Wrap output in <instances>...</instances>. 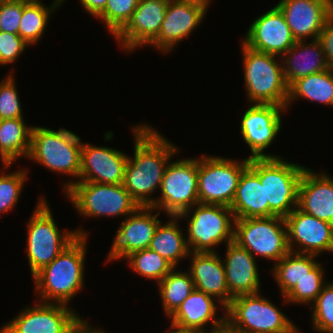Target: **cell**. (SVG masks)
<instances>
[{
	"label": "cell",
	"mask_w": 333,
	"mask_h": 333,
	"mask_svg": "<svg viewBox=\"0 0 333 333\" xmlns=\"http://www.w3.org/2000/svg\"><path fill=\"white\" fill-rule=\"evenodd\" d=\"M132 129L134 156L128 157L123 185L139 206L150 207L156 201L150 196L160 189L170 159L180 150L152 126L137 124Z\"/></svg>",
	"instance_id": "1"
},
{
	"label": "cell",
	"mask_w": 333,
	"mask_h": 333,
	"mask_svg": "<svg viewBox=\"0 0 333 333\" xmlns=\"http://www.w3.org/2000/svg\"><path fill=\"white\" fill-rule=\"evenodd\" d=\"M87 237L78 236L50 264L34 276L41 302L68 305L84 286Z\"/></svg>",
	"instance_id": "2"
},
{
	"label": "cell",
	"mask_w": 333,
	"mask_h": 333,
	"mask_svg": "<svg viewBox=\"0 0 333 333\" xmlns=\"http://www.w3.org/2000/svg\"><path fill=\"white\" fill-rule=\"evenodd\" d=\"M26 251L32 277L50 264L78 236L88 237L81 227L59 231L46 198H39L27 225Z\"/></svg>",
	"instance_id": "3"
},
{
	"label": "cell",
	"mask_w": 333,
	"mask_h": 333,
	"mask_svg": "<svg viewBox=\"0 0 333 333\" xmlns=\"http://www.w3.org/2000/svg\"><path fill=\"white\" fill-rule=\"evenodd\" d=\"M246 94L249 102L286 107L289 86L282 61L276 56L253 50L241 41ZM280 62V63H279Z\"/></svg>",
	"instance_id": "4"
},
{
	"label": "cell",
	"mask_w": 333,
	"mask_h": 333,
	"mask_svg": "<svg viewBox=\"0 0 333 333\" xmlns=\"http://www.w3.org/2000/svg\"><path fill=\"white\" fill-rule=\"evenodd\" d=\"M249 166L264 183L265 205L285 218L297 207L298 186L306 167L279 158H252Z\"/></svg>",
	"instance_id": "5"
},
{
	"label": "cell",
	"mask_w": 333,
	"mask_h": 333,
	"mask_svg": "<svg viewBox=\"0 0 333 333\" xmlns=\"http://www.w3.org/2000/svg\"><path fill=\"white\" fill-rule=\"evenodd\" d=\"M82 145L80 137L65 128L33 126L28 159L79 180Z\"/></svg>",
	"instance_id": "6"
},
{
	"label": "cell",
	"mask_w": 333,
	"mask_h": 333,
	"mask_svg": "<svg viewBox=\"0 0 333 333\" xmlns=\"http://www.w3.org/2000/svg\"><path fill=\"white\" fill-rule=\"evenodd\" d=\"M66 182L63 187L67 198L84 217L128 216L139 207L123 184Z\"/></svg>",
	"instance_id": "7"
},
{
	"label": "cell",
	"mask_w": 333,
	"mask_h": 333,
	"mask_svg": "<svg viewBox=\"0 0 333 333\" xmlns=\"http://www.w3.org/2000/svg\"><path fill=\"white\" fill-rule=\"evenodd\" d=\"M225 314L226 324L239 333H300L298 327L260 292L233 298Z\"/></svg>",
	"instance_id": "8"
},
{
	"label": "cell",
	"mask_w": 333,
	"mask_h": 333,
	"mask_svg": "<svg viewBox=\"0 0 333 333\" xmlns=\"http://www.w3.org/2000/svg\"><path fill=\"white\" fill-rule=\"evenodd\" d=\"M178 217H188L186 242L190 252H215V246L234 241L235 218L229 206L197 203Z\"/></svg>",
	"instance_id": "9"
},
{
	"label": "cell",
	"mask_w": 333,
	"mask_h": 333,
	"mask_svg": "<svg viewBox=\"0 0 333 333\" xmlns=\"http://www.w3.org/2000/svg\"><path fill=\"white\" fill-rule=\"evenodd\" d=\"M234 242L253 257L258 255L275 263L290 251L285 220L279 216L236 219Z\"/></svg>",
	"instance_id": "10"
},
{
	"label": "cell",
	"mask_w": 333,
	"mask_h": 333,
	"mask_svg": "<svg viewBox=\"0 0 333 333\" xmlns=\"http://www.w3.org/2000/svg\"><path fill=\"white\" fill-rule=\"evenodd\" d=\"M249 158L239 162L219 156L198 157V199L202 204L231 206Z\"/></svg>",
	"instance_id": "11"
},
{
	"label": "cell",
	"mask_w": 333,
	"mask_h": 333,
	"mask_svg": "<svg viewBox=\"0 0 333 333\" xmlns=\"http://www.w3.org/2000/svg\"><path fill=\"white\" fill-rule=\"evenodd\" d=\"M198 158H185L168 163L162 178L161 195L151 206L166 215L179 216L199 203Z\"/></svg>",
	"instance_id": "12"
},
{
	"label": "cell",
	"mask_w": 333,
	"mask_h": 333,
	"mask_svg": "<svg viewBox=\"0 0 333 333\" xmlns=\"http://www.w3.org/2000/svg\"><path fill=\"white\" fill-rule=\"evenodd\" d=\"M81 319L67 305L40 301L3 325L0 333H69Z\"/></svg>",
	"instance_id": "13"
},
{
	"label": "cell",
	"mask_w": 333,
	"mask_h": 333,
	"mask_svg": "<svg viewBox=\"0 0 333 333\" xmlns=\"http://www.w3.org/2000/svg\"><path fill=\"white\" fill-rule=\"evenodd\" d=\"M211 0H169L158 36L149 44L169 53L197 28L207 13Z\"/></svg>",
	"instance_id": "14"
},
{
	"label": "cell",
	"mask_w": 333,
	"mask_h": 333,
	"mask_svg": "<svg viewBox=\"0 0 333 333\" xmlns=\"http://www.w3.org/2000/svg\"><path fill=\"white\" fill-rule=\"evenodd\" d=\"M286 107L275 104L252 103L245 110L240 125L242 139L249 145L252 158H279L280 156L263 153L272 145L281 129V113Z\"/></svg>",
	"instance_id": "15"
},
{
	"label": "cell",
	"mask_w": 333,
	"mask_h": 333,
	"mask_svg": "<svg viewBox=\"0 0 333 333\" xmlns=\"http://www.w3.org/2000/svg\"><path fill=\"white\" fill-rule=\"evenodd\" d=\"M284 220L290 251L315 256L325 251L333 253V224L306 214L297 207ZM296 245L300 247L295 248Z\"/></svg>",
	"instance_id": "16"
},
{
	"label": "cell",
	"mask_w": 333,
	"mask_h": 333,
	"mask_svg": "<svg viewBox=\"0 0 333 333\" xmlns=\"http://www.w3.org/2000/svg\"><path fill=\"white\" fill-rule=\"evenodd\" d=\"M154 211V207L139 206L124 218L108 252L107 262L125 259L133 252L149 248L154 232L161 222L158 220L160 211L153 215Z\"/></svg>",
	"instance_id": "17"
},
{
	"label": "cell",
	"mask_w": 333,
	"mask_h": 333,
	"mask_svg": "<svg viewBox=\"0 0 333 333\" xmlns=\"http://www.w3.org/2000/svg\"><path fill=\"white\" fill-rule=\"evenodd\" d=\"M169 0H139L127 24L114 36L128 53L158 36Z\"/></svg>",
	"instance_id": "18"
},
{
	"label": "cell",
	"mask_w": 333,
	"mask_h": 333,
	"mask_svg": "<svg viewBox=\"0 0 333 333\" xmlns=\"http://www.w3.org/2000/svg\"><path fill=\"white\" fill-rule=\"evenodd\" d=\"M243 40L253 50L280 57L296 43L284 15L276 5L252 22Z\"/></svg>",
	"instance_id": "19"
},
{
	"label": "cell",
	"mask_w": 333,
	"mask_h": 333,
	"mask_svg": "<svg viewBox=\"0 0 333 333\" xmlns=\"http://www.w3.org/2000/svg\"><path fill=\"white\" fill-rule=\"evenodd\" d=\"M296 41L318 39L328 17L333 13V0H280L276 5Z\"/></svg>",
	"instance_id": "20"
},
{
	"label": "cell",
	"mask_w": 333,
	"mask_h": 333,
	"mask_svg": "<svg viewBox=\"0 0 333 333\" xmlns=\"http://www.w3.org/2000/svg\"><path fill=\"white\" fill-rule=\"evenodd\" d=\"M128 155L114 148L83 143L79 181L123 184Z\"/></svg>",
	"instance_id": "21"
},
{
	"label": "cell",
	"mask_w": 333,
	"mask_h": 333,
	"mask_svg": "<svg viewBox=\"0 0 333 333\" xmlns=\"http://www.w3.org/2000/svg\"><path fill=\"white\" fill-rule=\"evenodd\" d=\"M214 297L203 291L194 289L176 311L169 317L170 327L178 331L207 333L205 325L211 322L210 331L223 327L226 324V314L217 317L218 305Z\"/></svg>",
	"instance_id": "22"
},
{
	"label": "cell",
	"mask_w": 333,
	"mask_h": 333,
	"mask_svg": "<svg viewBox=\"0 0 333 333\" xmlns=\"http://www.w3.org/2000/svg\"><path fill=\"white\" fill-rule=\"evenodd\" d=\"M305 168L298 186L297 208L333 224V177Z\"/></svg>",
	"instance_id": "23"
},
{
	"label": "cell",
	"mask_w": 333,
	"mask_h": 333,
	"mask_svg": "<svg viewBox=\"0 0 333 333\" xmlns=\"http://www.w3.org/2000/svg\"><path fill=\"white\" fill-rule=\"evenodd\" d=\"M225 254L226 258L222 261L229 290V305L237 296L260 292V274L255 257L234 241L226 245Z\"/></svg>",
	"instance_id": "24"
},
{
	"label": "cell",
	"mask_w": 333,
	"mask_h": 333,
	"mask_svg": "<svg viewBox=\"0 0 333 333\" xmlns=\"http://www.w3.org/2000/svg\"><path fill=\"white\" fill-rule=\"evenodd\" d=\"M189 273L197 290L217 299L219 308L226 313L229 306V290L225 267L218 252H190Z\"/></svg>",
	"instance_id": "25"
},
{
	"label": "cell",
	"mask_w": 333,
	"mask_h": 333,
	"mask_svg": "<svg viewBox=\"0 0 333 333\" xmlns=\"http://www.w3.org/2000/svg\"><path fill=\"white\" fill-rule=\"evenodd\" d=\"M236 219L275 216L265 205L264 183L248 165L242 172L234 200L230 206Z\"/></svg>",
	"instance_id": "26"
},
{
	"label": "cell",
	"mask_w": 333,
	"mask_h": 333,
	"mask_svg": "<svg viewBox=\"0 0 333 333\" xmlns=\"http://www.w3.org/2000/svg\"><path fill=\"white\" fill-rule=\"evenodd\" d=\"M308 43L296 41L281 57L283 58L281 59L283 72L288 86L299 78L330 68L319 40L315 39Z\"/></svg>",
	"instance_id": "27"
},
{
	"label": "cell",
	"mask_w": 333,
	"mask_h": 333,
	"mask_svg": "<svg viewBox=\"0 0 333 333\" xmlns=\"http://www.w3.org/2000/svg\"><path fill=\"white\" fill-rule=\"evenodd\" d=\"M32 128L24 118L0 119V159L4 170L19 157L28 158Z\"/></svg>",
	"instance_id": "28"
},
{
	"label": "cell",
	"mask_w": 333,
	"mask_h": 333,
	"mask_svg": "<svg viewBox=\"0 0 333 333\" xmlns=\"http://www.w3.org/2000/svg\"><path fill=\"white\" fill-rule=\"evenodd\" d=\"M170 221L167 223L160 222L157 226L149 249L158 253L165 258L175 268L180 259H185L189 256V248L186 242V236L183 237L182 229L179 228L178 216H170ZM178 220V221H177Z\"/></svg>",
	"instance_id": "29"
},
{
	"label": "cell",
	"mask_w": 333,
	"mask_h": 333,
	"mask_svg": "<svg viewBox=\"0 0 333 333\" xmlns=\"http://www.w3.org/2000/svg\"><path fill=\"white\" fill-rule=\"evenodd\" d=\"M299 98L333 106V68L294 81L289 86L286 110L291 102Z\"/></svg>",
	"instance_id": "30"
},
{
	"label": "cell",
	"mask_w": 333,
	"mask_h": 333,
	"mask_svg": "<svg viewBox=\"0 0 333 333\" xmlns=\"http://www.w3.org/2000/svg\"><path fill=\"white\" fill-rule=\"evenodd\" d=\"M315 255L289 251L281 260L274 264L273 278L285 297L308 273L319 263Z\"/></svg>",
	"instance_id": "31"
},
{
	"label": "cell",
	"mask_w": 333,
	"mask_h": 333,
	"mask_svg": "<svg viewBox=\"0 0 333 333\" xmlns=\"http://www.w3.org/2000/svg\"><path fill=\"white\" fill-rule=\"evenodd\" d=\"M62 4L53 0L51 6H44L41 0H23V14L19 22L18 35L27 43H38L46 30L52 13Z\"/></svg>",
	"instance_id": "32"
},
{
	"label": "cell",
	"mask_w": 333,
	"mask_h": 333,
	"mask_svg": "<svg viewBox=\"0 0 333 333\" xmlns=\"http://www.w3.org/2000/svg\"><path fill=\"white\" fill-rule=\"evenodd\" d=\"M174 267L157 285L163 310L170 317L195 289L188 272L176 271Z\"/></svg>",
	"instance_id": "33"
},
{
	"label": "cell",
	"mask_w": 333,
	"mask_h": 333,
	"mask_svg": "<svg viewBox=\"0 0 333 333\" xmlns=\"http://www.w3.org/2000/svg\"><path fill=\"white\" fill-rule=\"evenodd\" d=\"M124 260L129 263L135 273L158 284L173 268L165 258L148 249L133 252Z\"/></svg>",
	"instance_id": "34"
},
{
	"label": "cell",
	"mask_w": 333,
	"mask_h": 333,
	"mask_svg": "<svg viewBox=\"0 0 333 333\" xmlns=\"http://www.w3.org/2000/svg\"><path fill=\"white\" fill-rule=\"evenodd\" d=\"M324 273V269L319 262L307 276L297 282L283 301L290 304L310 305L316 300L323 286L327 283L324 280Z\"/></svg>",
	"instance_id": "35"
},
{
	"label": "cell",
	"mask_w": 333,
	"mask_h": 333,
	"mask_svg": "<svg viewBox=\"0 0 333 333\" xmlns=\"http://www.w3.org/2000/svg\"><path fill=\"white\" fill-rule=\"evenodd\" d=\"M311 305L313 329L320 333H333V282L323 286Z\"/></svg>",
	"instance_id": "36"
},
{
	"label": "cell",
	"mask_w": 333,
	"mask_h": 333,
	"mask_svg": "<svg viewBox=\"0 0 333 333\" xmlns=\"http://www.w3.org/2000/svg\"><path fill=\"white\" fill-rule=\"evenodd\" d=\"M139 0H108L104 11L97 17L106 25L113 37L127 24Z\"/></svg>",
	"instance_id": "37"
},
{
	"label": "cell",
	"mask_w": 333,
	"mask_h": 333,
	"mask_svg": "<svg viewBox=\"0 0 333 333\" xmlns=\"http://www.w3.org/2000/svg\"><path fill=\"white\" fill-rule=\"evenodd\" d=\"M27 175L28 170L26 168L10 174L2 172L0 175V214H5L15 208Z\"/></svg>",
	"instance_id": "38"
},
{
	"label": "cell",
	"mask_w": 333,
	"mask_h": 333,
	"mask_svg": "<svg viewBox=\"0 0 333 333\" xmlns=\"http://www.w3.org/2000/svg\"><path fill=\"white\" fill-rule=\"evenodd\" d=\"M11 71L0 83V119L23 118L21 103Z\"/></svg>",
	"instance_id": "39"
},
{
	"label": "cell",
	"mask_w": 333,
	"mask_h": 333,
	"mask_svg": "<svg viewBox=\"0 0 333 333\" xmlns=\"http://www.w3.org/2000/svg\"><path fill=\"white\" fill-rule=\"evenodd\" d=\"M23 0H0V31L18 34Z\"/></svg>",
	"instance_id": "40"
},
{
	"label": "cell",
	"mask_w": 333,
	"mask_h": 333,
	"mask_svg": "<svg viewBox=\"0 0 333 333\" xmlns=\"http://www.w3.org/2000/svg\"><path fill=\"white\" fill-rule=\"evenodd\" d=\"M28 46L18 34L0 31V65L17 61Z\"/></svg>",
	"instance_id": "41"
},
{
	"label": "cell",
	"mask_w": 333,
	"mask_h": 333,
	"mask_svg": "<svg viewBox=\"0 0 333 333\" xmlns=\"http://www.w3.org/2000/svg\"><path fill=\"white\" fill-rule=\"evenodd\" d=\"M325 59L330 68H333V13L328 17L318 37Z\"/></svg>",
	"instance_id": "42"
},
{
	"label": "cell",
	"mask_w": 333,
	"mask_h": 333,
	"mask_svg": "<svg viewBox=\"0 0 333 333\" xmlns=\"http://www.w3.org/2000/svg\"><path fill=\"white\" fill-rule=\"evenodd\" d=\"M65 0H62V2ZM108 0H80V5L93 17H98L105 9Z\"/></svg>",
	"instance_id": "43"
},
{
	"label": "cell",
	"mask_w": 333,
	"mask_h": 333,
	"mask_svg": "<svg viewBox=\"0 0 333 333\" xmlns=\"http://www.w3.org/2000/svg\"><path fill=\"white\" fill-rule=\"evenodd\" d=\"M69 333H105L102 328H93L83 318L74 326Z\"/></svg>",
	"instance_id": "44"
},
{
	"label": "cell",
	"mask_w": 333,
	"mask_h": 333,
	"mask_svg": "<svg viewBox=\"0 0 333 333\" xmlns=\"http://www.w3.org/2000/svg\"><path fill=\"white\" fill-rule=\"evenodd\" d=\"M207 333H239V332L232 330L227 324H225L223 327L208 331Z\"/></svg>",
	"instance_id": "45"
},
{
	"label": "cell",
	"mask_w": 333,
	"mask_h": 333,
	"mask_svg": "<svg viewBox=\"0 0 333 333\" xmlns=\"http://www.w3.org/2000/svg\"><path fill=\"white\" fill-rule=\"evenodd\" d=\"M170 331L168 333H195V332H187V331H178L173 328H169Z\"/></svg>",
	"instance_id": "46"
}]
</instances>
